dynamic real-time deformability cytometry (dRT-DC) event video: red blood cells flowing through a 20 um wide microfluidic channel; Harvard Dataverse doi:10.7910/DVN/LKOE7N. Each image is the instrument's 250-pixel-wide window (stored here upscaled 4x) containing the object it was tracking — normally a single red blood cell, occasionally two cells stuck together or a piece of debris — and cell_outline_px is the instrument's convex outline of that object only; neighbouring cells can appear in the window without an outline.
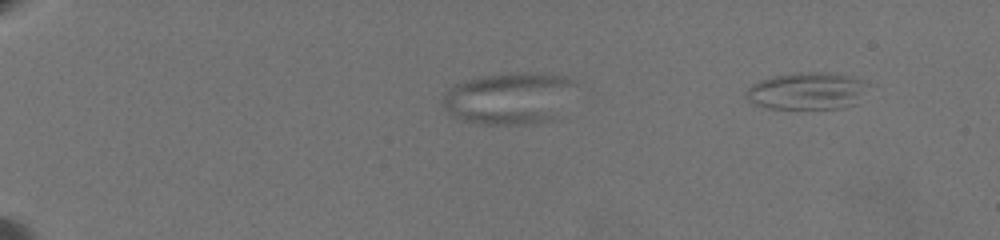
{"species": "common noctule bat (a hibernating species)", "species_latin": "Nyctalus noctula", "temperature_condition": "warm", "stored_images_in_passage": 4, "camera_frame_rate_fps": 3000, "um_per_image_px": 0.085, "animal": {"sex": "female", "body_mass_g": 19.5, "forearm_length_mm": 54.1}, "frame": {"image": 1, "passage_image": 2, "time_ms": 0.333, "image_size_px": [1000, 240], "cell_outline_px": [[868, 84], [852, 104], [840, 108], [768, 108], [744, 100], [744, 92], [752, 84], [776, 76], [800, 72], [828, 72], [856, 76]], "centroid_in_image_um": [68.53, 7.72], "position_along_channel_um": 16.5, "area_um2": 26.01}}